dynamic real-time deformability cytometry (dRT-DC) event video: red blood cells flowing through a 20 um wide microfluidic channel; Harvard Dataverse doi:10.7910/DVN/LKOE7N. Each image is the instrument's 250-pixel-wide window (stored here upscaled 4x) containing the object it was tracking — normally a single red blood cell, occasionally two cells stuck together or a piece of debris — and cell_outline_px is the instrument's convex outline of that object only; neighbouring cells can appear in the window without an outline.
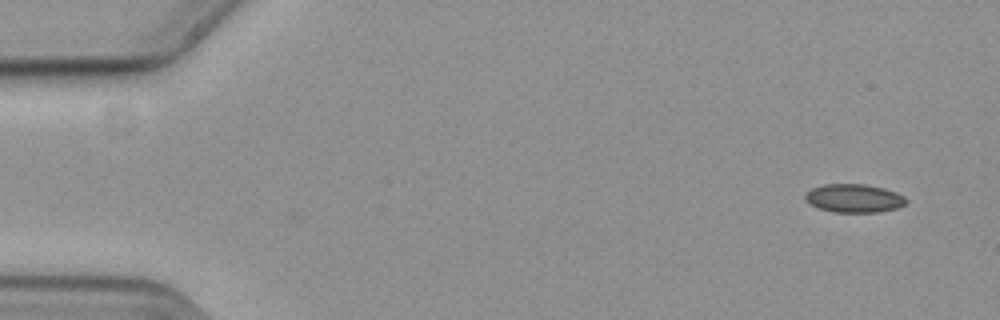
{"species": "common noctule bat (a hibernating species)", "species_latin": "Nyctalus noctula", "temperature_condition": "cold", "stored_images_in_passage": 3, "camera_frame_rate_fps": 3000, "um_per_image_px": 0.085, "animal": {"sex": "female", "body_mass_g": 19.3, "forearm_length_mm": 54.1}, "frame": {"image": 1, "passage_image": 3, "time_ms": 0.667, "image_size_px": [1000, 320], "cell_outline_px": [[908, 200], [904, 204], [896, 208], [880, 212], [836, 212], [820, 208], [804, 200], [804, 196], [812, 188], [824, 184], [864, 184], [884, 188], [896, 192], [904, 196]], "centroid_in_image_um": [72.61, 16.84], "position_along_channel_um": 12.4, "area_um2": 16.59}}